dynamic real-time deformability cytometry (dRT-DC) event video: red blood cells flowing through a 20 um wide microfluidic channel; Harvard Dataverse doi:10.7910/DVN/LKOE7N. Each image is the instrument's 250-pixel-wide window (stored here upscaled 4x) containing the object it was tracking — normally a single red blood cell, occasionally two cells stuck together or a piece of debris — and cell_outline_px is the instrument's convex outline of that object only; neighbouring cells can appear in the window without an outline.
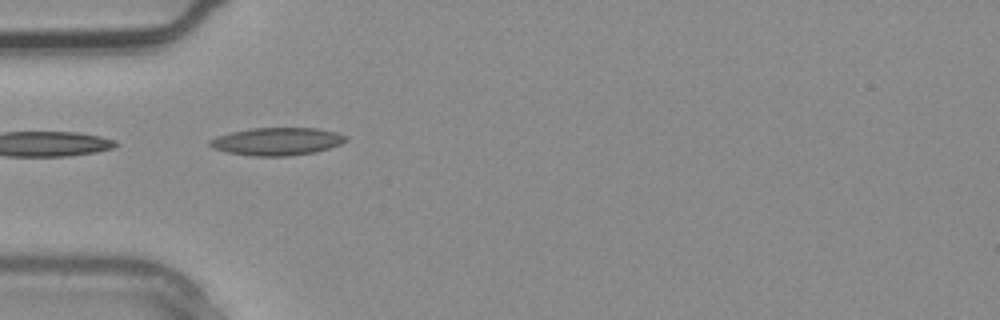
{"species": "common noctule bat (a hibernating species)", "species_latin": "Nyctalus noctula", "temperature_condition": "warm", "stored_images_in_passage": 2, "camera_frame_rate_fps": 3000, "um_per_image_px": 0.085, "animal": {"sex": "male", "body_mass_g": 20.4}, "frame": {"image": 1, "passage_image": 1, "time_ms": 0.0, "image_size_px": [1000, 320], "cell_outline_px": [[348, 140], [340, 144], [316, 152], [288, 156], [252, 156], [224, 152], [212, 148], [208, 144], [208, 140], [216, 136], [232, 132], [252, 128], [316, 128], [336, 132], [348, 136]], "centroid_in_image_um": [23.52, 12.02], "position_along_channel_um": 61.5, "area_um2": 22.14}}